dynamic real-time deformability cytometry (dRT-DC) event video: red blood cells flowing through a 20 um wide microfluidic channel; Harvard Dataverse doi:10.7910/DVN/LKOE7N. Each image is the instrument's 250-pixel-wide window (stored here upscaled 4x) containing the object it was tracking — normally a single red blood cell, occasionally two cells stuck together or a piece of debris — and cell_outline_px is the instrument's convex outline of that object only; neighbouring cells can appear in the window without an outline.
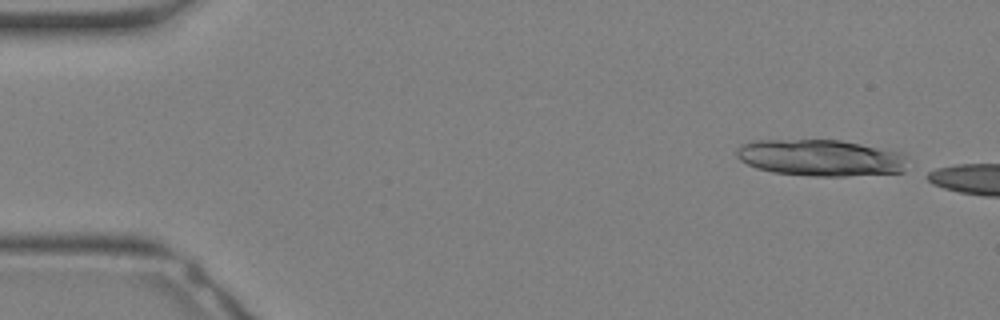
{"species": "Egyptian fruit bat (a non-hibernating species)", "species_latin": "Rousettus aegyptiacus", "temperature_condition": "warm", "stored_images_in_passage": 4, "camera_frame_rate_fps": 3000, "um_per_image_px": 0.085, "animal": {"sex": "female"}, "frame": {"image": 1, "passage_image": 1, "time_ms": 0.0, "image_size_px": [1000, 320], "cell_outline_px": [[904, 172], [844, 176], [816, 176], [772, 172], [756, 168], [740, 160], [736, 156], [736, 148], [740, 144], [752, 140], [840, 140], [900, 152], [904, 156]], "centroid_in_image_um": [69.67, 13.41], "position_along_channel_um": 15.3, "area_um2": 36.24}}